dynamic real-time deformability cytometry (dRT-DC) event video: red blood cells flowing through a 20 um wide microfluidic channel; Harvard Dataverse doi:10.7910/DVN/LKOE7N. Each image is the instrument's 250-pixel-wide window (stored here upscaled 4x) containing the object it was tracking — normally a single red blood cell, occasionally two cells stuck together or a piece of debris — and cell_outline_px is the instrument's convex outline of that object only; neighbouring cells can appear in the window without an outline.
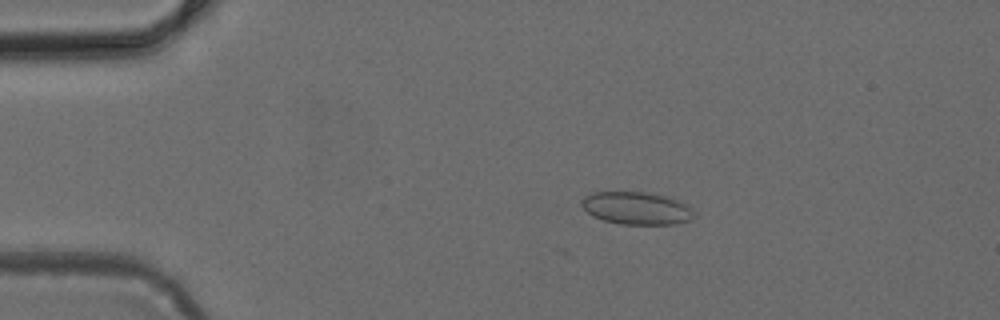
{"species": "common noctule bat (a hibernating species)", "species_latin": "Nyctalus noctula", "temperature_condition": "cold", "stored_images_in_passage": 49, "camera_frame_rate_fps": 3000, "um_per_image_px": 0.085, "animal": {"sex": "female", "body_mass_g": 24.6, "forearm_length_mm": 56.2}, "frame": {"image": 1, "passage_image": 10, "time_ms": 3.0, "image_size_px": [1000, 320], "cell_outline_px": [[696, 212], [688, 220], [676, 224], [620, 224], [604, 220], [592, 216], [580, 204], [580, 200], [584, 196], [592, 192], [648, 192], [668, 196], [688, 204]], "centroid_in_image_um": [54.11, 17.68], "position_along_channel_um": 30.9, "area_um2": 21.56}}
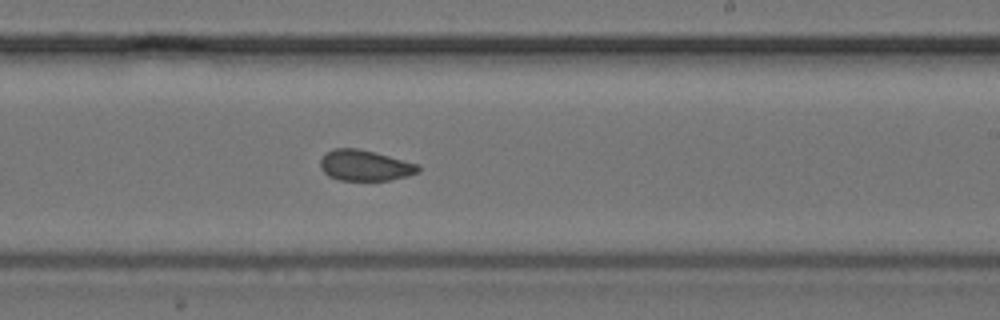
{"frame": {"image": 2, "passage_image": 30, "time_ms": 9.667, "image_size_px": [1000, 320], "cell_outline_px": [[420, 172], [408, 176], [388, 180], [340, 180], [328, 176], [320, 168], [320, 160], [328, 152], [336, 148], [356, 148], [420, 164]], "centroid_in_image_um": [31.04, 14.08], "position_along_channel_um": 258.0, "area_um2": 17.4}}
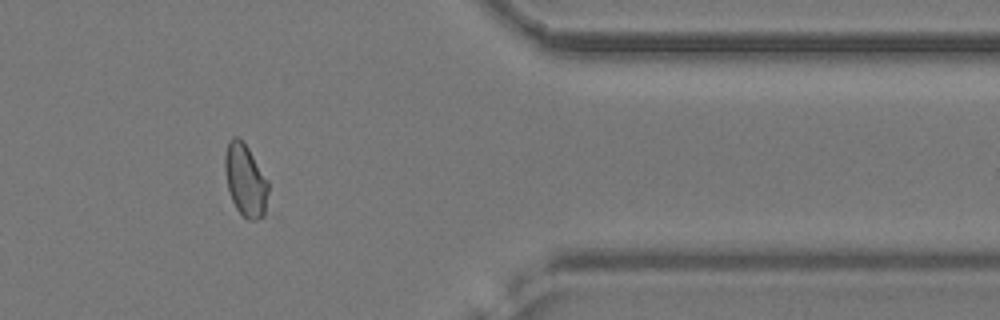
{"frame": {"image": 3, "passage_image": 41, "time_ms": 13.333, "image_size_px": [1000, 320], "cell_outline_px": [[268, 212], [264, 216], [256, 220], [248, 220], [236, 208], [232, 200], [228, 188], [224, 168], [224, 156], [228, 140], [232, 136], [236, 136], [248, 148], [268, 180]], "centroid_in_image_um": [20.88, 15.35], "position_along_channel_um": 390.5, "area_um2": 18.5}}